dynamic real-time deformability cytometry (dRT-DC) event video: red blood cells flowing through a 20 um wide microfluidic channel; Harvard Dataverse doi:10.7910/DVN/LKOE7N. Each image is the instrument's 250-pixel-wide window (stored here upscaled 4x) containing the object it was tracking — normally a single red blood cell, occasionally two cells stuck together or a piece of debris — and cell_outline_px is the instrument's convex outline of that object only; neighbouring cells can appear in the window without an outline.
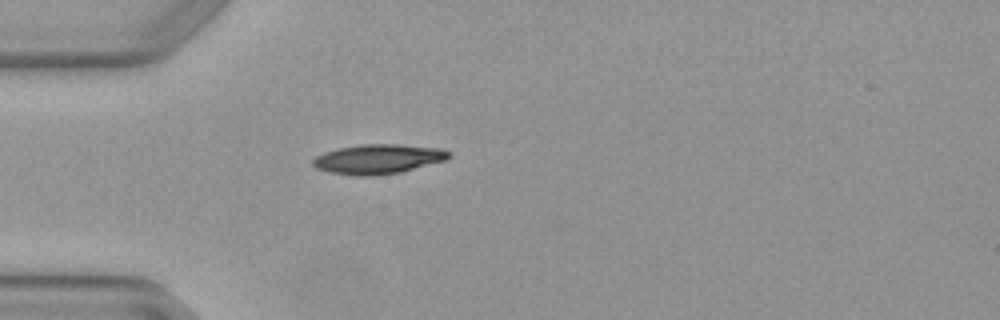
{"species": "Egyptian fruit bat (a non-hibernating species)", "species_latin": "Rousettus aegyptiacus", "temperature_condition": "warm", "stored_images_in_passage": 1, "camera_frame_rate_fps": 3000, "um_per_image_px": 0.085, "animal": {"sex": "female"}, "frame": {"image": 1, "passage_image": 1, "time_ms": 0.0, "image_size_px": [1000, 320], "cell_outline_px": [[452, 156], [448, 160], [400, 172], [372, 176], [360, 176], [328, 172], [316, 168], [312, 164], [312, 160], [316, 156], [324, 152], [340, 148], [364, 144], [396, 144], [440, 148], [452, 152]], "centroid_in_image_um": [32.18, 13.52], "position_along_channel_um": 52.8, "area_um2": 23.52}}